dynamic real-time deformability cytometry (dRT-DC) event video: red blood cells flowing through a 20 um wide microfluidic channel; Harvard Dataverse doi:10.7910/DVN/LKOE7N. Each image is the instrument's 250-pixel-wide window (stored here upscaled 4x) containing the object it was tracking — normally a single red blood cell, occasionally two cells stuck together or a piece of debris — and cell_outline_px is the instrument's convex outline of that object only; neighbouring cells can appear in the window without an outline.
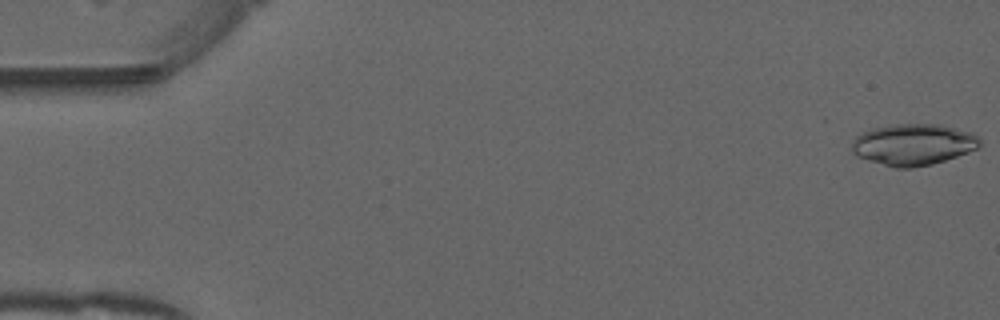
{"species": "common noctule bat (a hibernating species)", "species_latin": "Nyctalus noctula", "temperature_condition": "warm", "stored_images_in_passage": 51, "camera_frame_rate_fps": 3000, "um_per_image_px": 0.085, "animal": {"sex": "male", "forearm_length_mm": 52.5}, "frame": {"image": 1, "passage_image": 1, "time_ms": 0.0, "image_size_px": [1000, 320], "cell_outline_px": [[980, 144], [976, 148], [968, 152], [932, 164], [912, 168], [896, 168], [868, 160], [856, 156], [852, 152], [852, 144], [856, 136], [860, 132], [872, 128], [896, 124], [940, 124], [972, 132], [980, 136]], "centroid_in_image_um": [77.62, 12.27], "position_along_channel_um": 7.4, "area_um2": 30.92}}
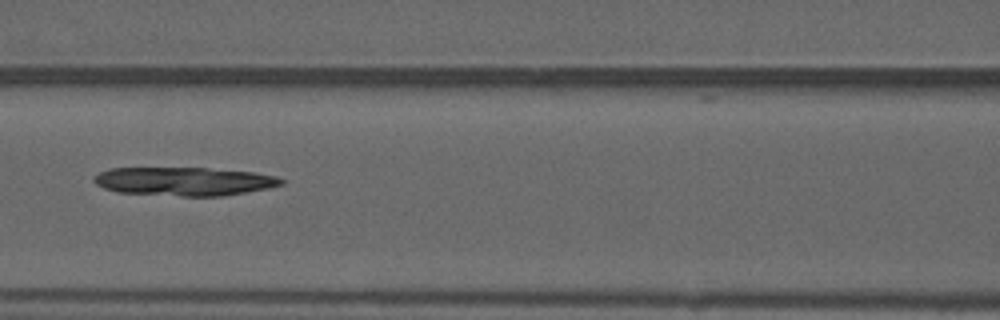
{"frame": {"image": 2, "passage_image": 23, "time_ms": 7.333, "image_size_px": [1000, 320], "cell_outline_px": [[284, 184], [268, 188], [224, 196], [184, 196], [116, 192], [104, 188], [96, 184], [92, 180], [92, 176], [108, 168], [208, 168], [256, 172], [276, 176], [284, 180]], "centroid_in_image_um": [15.65, 15.41], "position_along_channel_um": 151.0, "area_um2": 31.33}}